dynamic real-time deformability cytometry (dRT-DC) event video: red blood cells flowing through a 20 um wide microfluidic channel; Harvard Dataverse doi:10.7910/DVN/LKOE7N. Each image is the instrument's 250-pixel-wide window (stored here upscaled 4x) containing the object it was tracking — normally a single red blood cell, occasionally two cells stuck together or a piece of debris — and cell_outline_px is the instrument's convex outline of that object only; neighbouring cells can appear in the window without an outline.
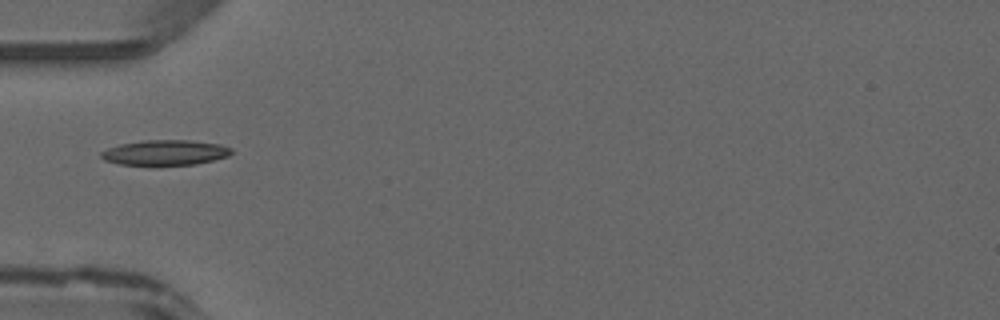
{"species": "common noctule bat (a hibernating species)", "species_latin": "Nyctalus noctula", "temperature_condition": "warm", "stored_images_in_passage": 32, "camera_frame_rate_fps": 3000, "um_per_image_px": 0.085, "animal": {"sex": "male", "forearm_length_mm": 52.5}, "frame": {"image": 1, "passage_image": 1, "time_ms": 0.0, "image_size_px": [1000, 320], "cell_outline_px": [[232, 152], [228, 156], [196, 164], [152, 168], [120, 164], [104, 160], [100, 156], [100, 152], [108, 148], [120, 144], [144, 140], [192, 140], [220, 144], [232, 148]], "centroid_in_image_um": [14.0, 13.01], "position_along_channel_um": 71.0, "area_um2": 20.0}}
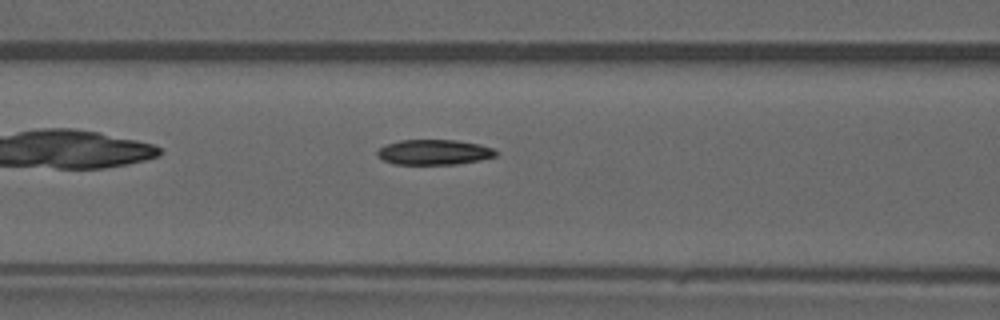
{"frame": {"image": 2, "passage_image": 5, "time_ms": 1.333, "image_size_px": [1000, 320], "cell_outline_px": [[496, 156], [480, 160], [456, 164], [392, 164], [376, 156], [376, 152], [384, 144], [400, 140], [456, 140], [480, 144], [492, 148], [496, 152]], "centroid_in_image_um": [36.85, 12.93], "position_along_channel_um": 129.7, "area_um2": 17.46}}